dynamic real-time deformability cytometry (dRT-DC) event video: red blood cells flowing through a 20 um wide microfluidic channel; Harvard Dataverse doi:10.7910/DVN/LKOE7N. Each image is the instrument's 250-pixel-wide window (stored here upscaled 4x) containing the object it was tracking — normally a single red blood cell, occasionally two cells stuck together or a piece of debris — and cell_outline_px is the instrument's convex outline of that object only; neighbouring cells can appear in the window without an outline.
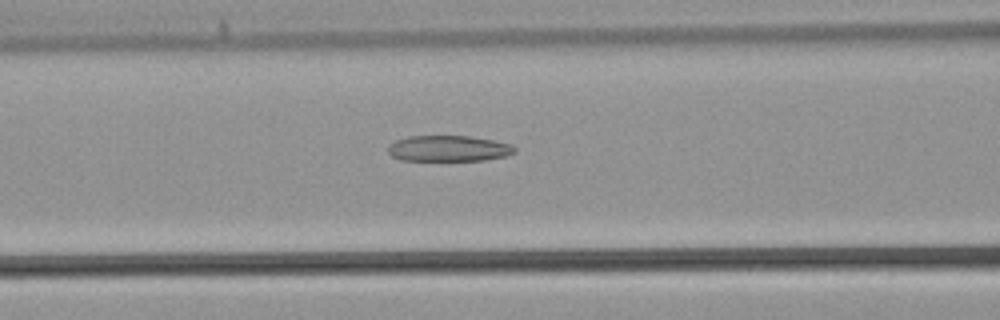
{"species": "common noctule bat (a hibernating species)", "species_latin": "Nyctalus noctula", "temperature_condition": "warm", "stored_images_in_passage": 35, "camera_frame_rate_fps": 3000, "um_per_image_px": 0.085, "animal": {"sex": "male", "body_mass_g": 21.5, "forearm_length_mm": 52.0}, "frame": {"image": 1, "passage_image": 16, "time_ms": 5.0, "image_size_px": [1000, 320], "cell_outline_px": [[516, 152], [504, 156], [484, 160], [400, 160], [392, 156], [388, 152], [388, 144], [396, 140], [408, 136], [472, 136], [512, 144], [516, 148]], "centroid_in_image_um": [38.12, 12.61], "position_along_channel_um": 128.5, "area_um2": 19.13}}
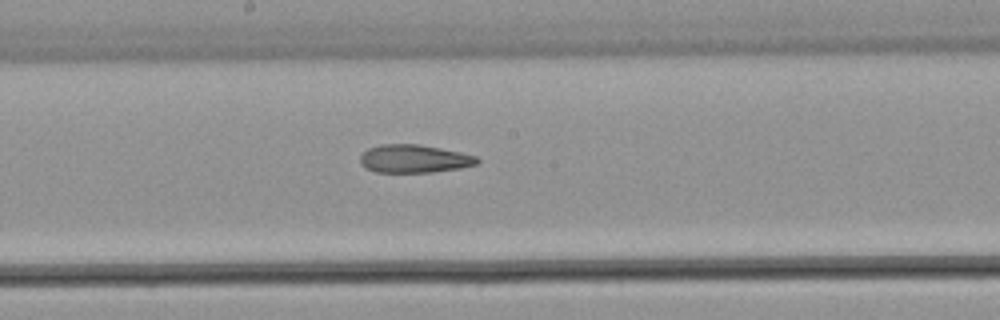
{"frame": {"image": 2, "passage_image": 21, "time_ms": 6.667, "image_size_px": [1000, 320], "cell_outline_px": [[480, 160], [476, 164], [460, 168], [432, 172], [376, 172], [360, 164], [360, 156], [368, 148], [380, 144], [420, 144], [460, 152], [476, 156]], "centroid_in_image_um": [35.19, 13.49], "position_along_channel_um": 213.0, "area_um2": 19.07}}
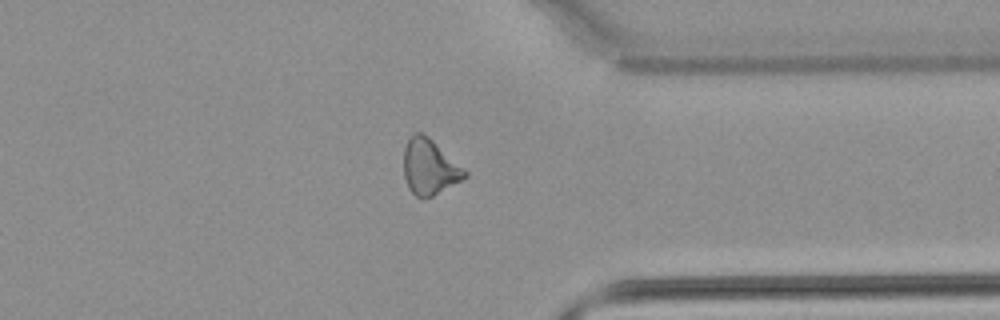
{"frame": {"image": 3, "passage_image": 31, "time_ms": 10.0, "image_size_px": [1000, 320], "cell_outline_px": [[468, 176], [432, 196], [416, 196], [408, 188], [404, 176], [404, 148], [408, 140], [416, 132], [420, 132], [428, 136], [464, 168], [468, 172]], "centroid_in_image_um": [36.51, 14.18], "position_along_channel_um": 374.9, "area_um2": 19.36}}